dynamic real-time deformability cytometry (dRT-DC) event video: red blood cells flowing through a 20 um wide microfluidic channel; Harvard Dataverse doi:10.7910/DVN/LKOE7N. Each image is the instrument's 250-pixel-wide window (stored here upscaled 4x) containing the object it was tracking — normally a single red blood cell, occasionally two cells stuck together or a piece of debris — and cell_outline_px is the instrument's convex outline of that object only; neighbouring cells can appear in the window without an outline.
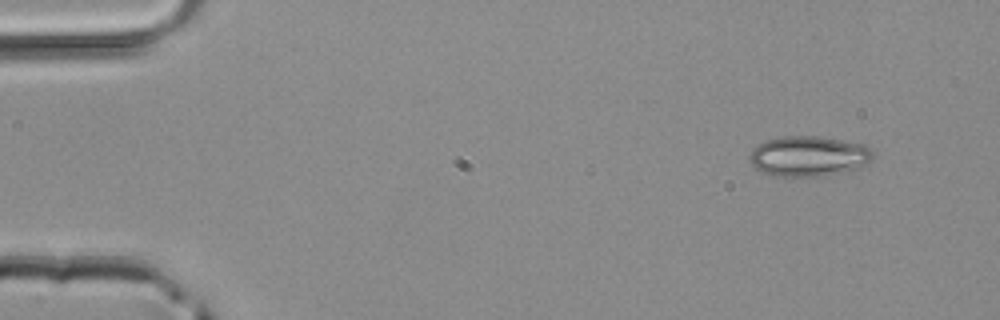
{"species": "common noctule bat (a hibernating species)", "species_latin": "Nyctalus noctula", "temperature_condition": "room temperature", "stored_images_in_passage": 3, "camera_frame_rate_fps": 3000, "um_per_image_px": 0.085, "animal": {"sex": "male", "body_mass_g": 20.4}, "frame": {"image": 1, "passage_image": 1, "time_ms": 0.0, "image_size_px": [1000, 320], "cell_outline_px": [[872, 160], [860, 168], [844, 172], [824, 176], [772, 176], [760, 172], [748, 160], [748, 156], [752, 148], [756, 144], [764, 140], [784, 136], [816, 136], [864, 144], [872, 148]], "centroid_in_image_um": [68.7, 13.28], "position_along_channel_um": 16.3, "area_um2": 29.42}}